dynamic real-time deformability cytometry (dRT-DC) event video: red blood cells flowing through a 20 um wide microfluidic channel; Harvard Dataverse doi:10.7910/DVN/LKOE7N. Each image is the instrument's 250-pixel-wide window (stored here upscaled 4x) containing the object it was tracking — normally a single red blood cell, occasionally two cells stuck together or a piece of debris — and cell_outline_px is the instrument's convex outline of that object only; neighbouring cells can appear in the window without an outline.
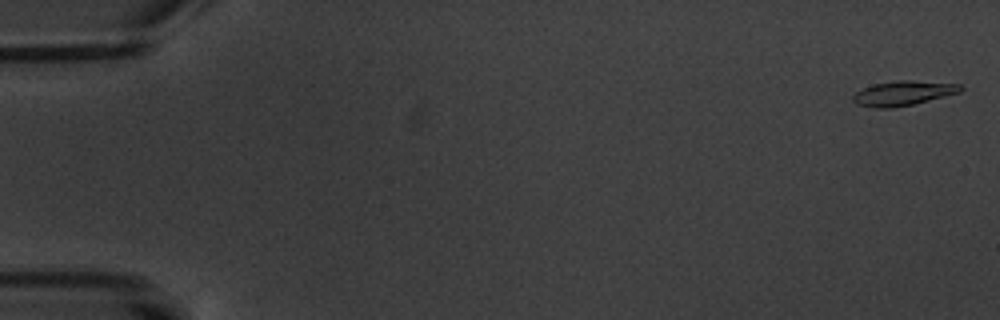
{"species": "common noctule bat (a hibernating species)", "species_latin": "Nyctalus noctula", "temperature_condition": "warm", "stored_images_in_passage": 5, "camera_frame_rate_fps": 3000, "um_per_image_px": 0.085, "animal": {"sex": "male", "body_mass_g": 20.1, "forearm_length_mm": 53.5}, "frame": {"image": 1, "passage_image": 1, "time_ms": 0.0, "image_size_px": [1000, 320], "cell_outline_px": [[964, 88], [960, 92], [912, 104], [892, 108], [872, 108], [856, 104], [852, 100], [852, 96], [856, 92], [872, 84], [896, 80], [908, 80], [960, 84]], "centroid_in_image_um": [76.72, 7.92], "position_along_channel_um": 8.3, "area_um2": 15.37}}
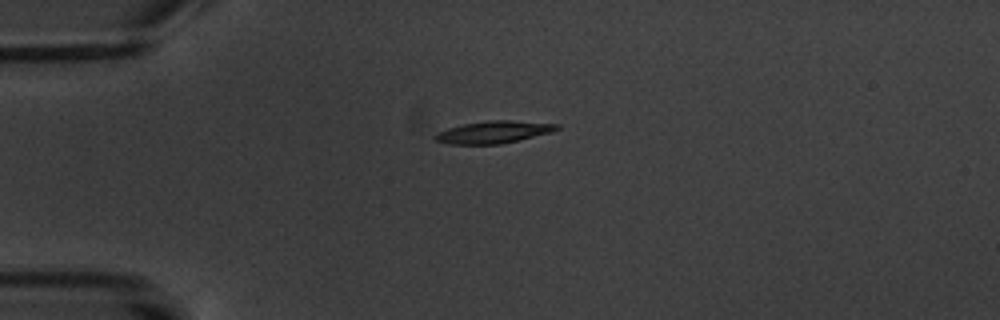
{"frame": {"image": 2, "passage_image": 4, "time_ms": 4.667, "image_size_px": [1000, 320], "cell_outline_px": [[560, 128], [552, 132], [500, 144], [448, 144], [436, 140], [432, 136], [436, 132], [448, 128], [464, 124], [488, 120], [512, 120], [560, 124]], "centroid_in_image_um": [41.95, 11.22], "position_along_channel_um": 43.1, "area_um2": 15.78}}